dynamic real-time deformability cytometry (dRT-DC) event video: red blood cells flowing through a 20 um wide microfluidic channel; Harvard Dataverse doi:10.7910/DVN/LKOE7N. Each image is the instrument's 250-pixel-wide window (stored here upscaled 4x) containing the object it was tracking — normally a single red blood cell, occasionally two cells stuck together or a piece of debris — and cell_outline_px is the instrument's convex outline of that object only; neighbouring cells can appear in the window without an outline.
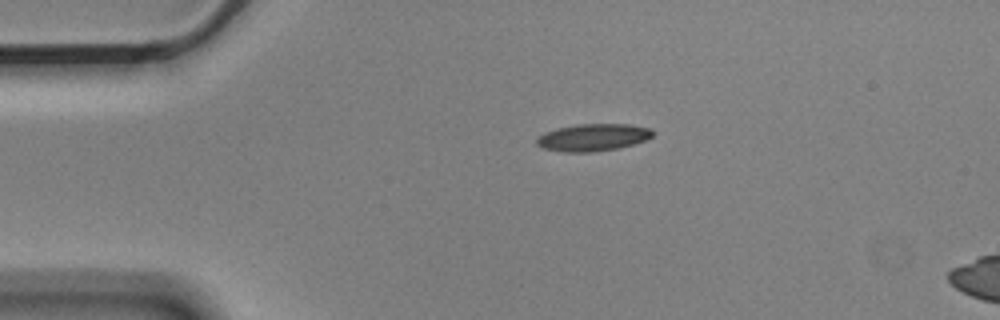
{"species": "Egyptian fruit bat (a non-hibernating species)", "species_latin": "Rousettus aegyptiacus", "temperature_condition": "cold", "stored_images_in_passage": 2, "camera_frame_rate_fps": 3000, "um_per_image_px": 0.085, "animal": {"sex": "male"}, "frame": {"image": 1, "passage_image": 1, "time_ms": 0.0, "image_size_px": [1000, 320], "cell_outline_px": [[652, 136], [644, 140], [632, 144], [616, 148], [592, 152], [564, 152], [544, 148], [536, 144], [536, 136], [544, 132], [576, 124], [628, 124], [652, 128]], "centroid_in_image_um": [50.37, 11.67], "position_along_channel_um": 34.6, "area_um2": 18.26}}